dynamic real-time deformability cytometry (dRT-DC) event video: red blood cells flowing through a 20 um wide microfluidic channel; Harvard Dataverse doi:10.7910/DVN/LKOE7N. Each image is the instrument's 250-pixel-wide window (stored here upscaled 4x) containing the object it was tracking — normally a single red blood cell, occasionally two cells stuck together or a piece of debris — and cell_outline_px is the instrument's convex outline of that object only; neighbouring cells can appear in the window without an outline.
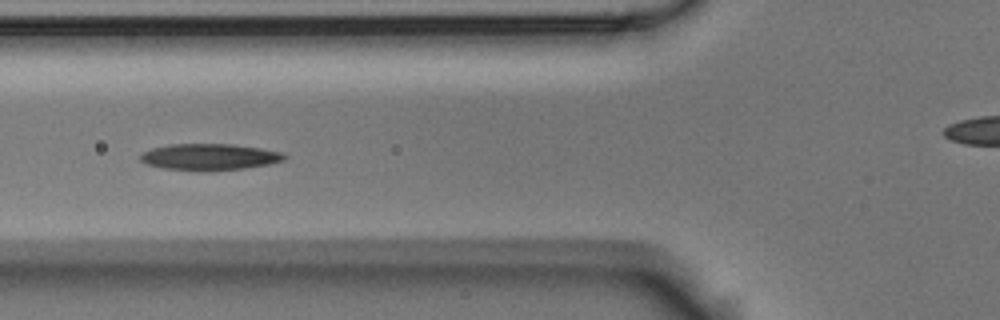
{"species": "Egyptian fruit bat (a non-hibernating species)", "species_latin": "Rousettus aegyptiacus", "temperature_condition": "room temperature", "stored_images_in_passage": 8, "camera_frame_rate_fps": 3000, "um_per_image_px": 0.085, "animal": {"sex": "male"}, "frame": {"image": 1, "passage_image": 5, "time_ms": 1.333, "image_size_px": [1000, 320], "cell_outline_px": [[288, 156], [284, 160], [268, 164], [244, 168], [204, 172], [200, 172], [160, 168], [148, 164], [140, 160], [140, 152], [152, 148], [172, 144], [232, 144], [260, 148], [280, 152]], "centroid_in_image_um": [17.76, 13.35], "position_along_channel_um": 108.0, "area_um2": 22.43}}
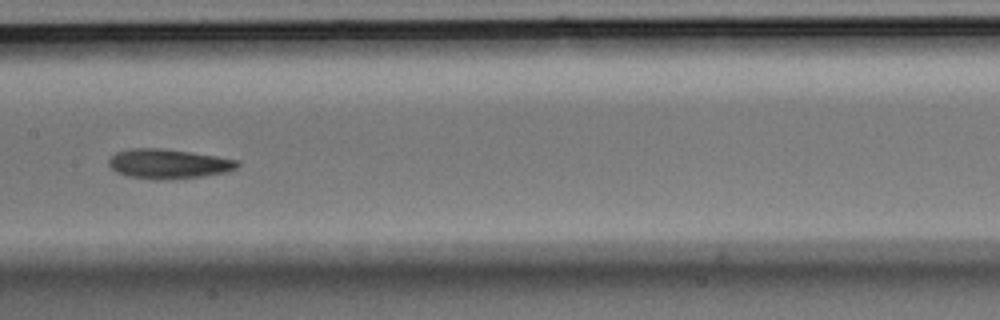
{"frame": {"image": 2, "passage_image": 7, "time_ms": 2.0, "image_size_px": [1000, 320], "cell_outline_px": [[240, 164], [236, 168], [224, 172], [200, 176], [160, 180], [156, 180], [128, 176], [112, 168], [108, 164], [108, 160], [116, 152], [128, 148], [164, 148], [216, 156], [240, 160]], "centroid_in_image_um": [14.31, 13.91], "position_along_channel_um": 193.1, "area_um2": 22.02}}
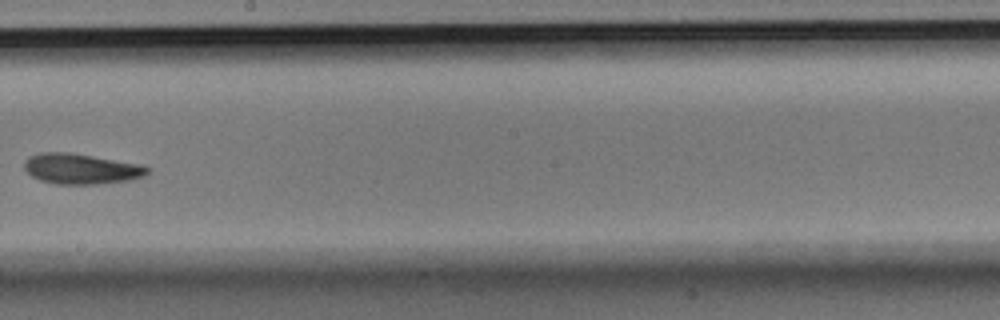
{"frame": {"image": 3, "passage_image": 8, "time_ms": 2.333, "image_size_px": [1000, 320], "cell_outline_px": [[148, 172], [144, 176], [132, 180], [96, 184], [56, 184], [40, 180], [32, 176], [24, 168], [24, 160], [28, 156], [40, 152], [68, 152], [140, 164], [148, 168]], "centroid_in_image_um": [6.86, 14.35], "position_along_channel_um": 241.3, "area_um2": 21.79}}